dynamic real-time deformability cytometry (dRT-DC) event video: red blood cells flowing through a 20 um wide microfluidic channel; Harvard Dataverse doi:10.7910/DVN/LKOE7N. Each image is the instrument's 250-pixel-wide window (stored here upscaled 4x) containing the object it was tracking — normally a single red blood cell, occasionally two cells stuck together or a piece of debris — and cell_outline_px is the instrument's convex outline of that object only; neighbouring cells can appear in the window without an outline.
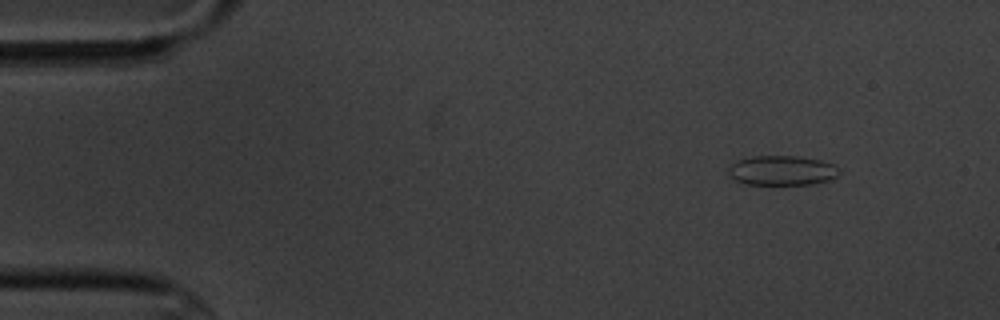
{"species": "common noctule bat (a hibernating species)", "species_latin": "Nyctalus noctula", "temperature_condition": "cold", "stored_images_in_passage": 4, "camera_frame_rate_fps": 3000, "um_per_image_px": 0.085, "animal": {"sex": "male", "body_mass_g": 20.1, "forearm_length_mm": 53.5}, "frame": {"image": 1, "passage_image": 1, "time_ms": 0.0, "image_size_px": [1000, 320], "cell_outline_px": [[840, 172], [836, 176], [828, 180], [812, 184], [744, 184], [736, 180], [728, 172], [728, 168], [736, 160], [752, 156], [796, 156], [820, 160], [832, 164], [840, 168]], "centroid_in_image_um": [66.46, 14.48], "position_along_channel_um": 18.5, "area_um2": 19.07}}